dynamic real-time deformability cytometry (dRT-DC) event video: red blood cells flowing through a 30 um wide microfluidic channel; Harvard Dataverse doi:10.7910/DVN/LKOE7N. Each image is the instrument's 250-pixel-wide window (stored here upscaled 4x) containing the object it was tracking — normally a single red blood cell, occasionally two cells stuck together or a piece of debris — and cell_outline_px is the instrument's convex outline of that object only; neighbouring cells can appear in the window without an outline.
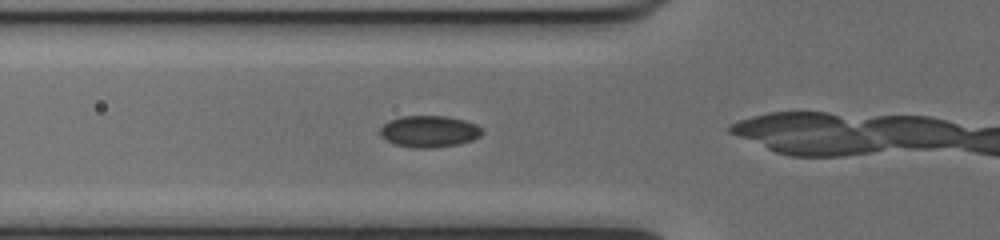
{"species": "common noctule bat (a hibernating species)", "species_latin": "Nyctalus noctula", "temperature_condition": "cold", "stored_images_in_passage": 9, "camera_frame_rate_fps": 3000, "um_per_image_px": 0.085, "animal": {"sex": "female", "body_mass_g": 17.0, "forearm_length_mm": 48.0}, "frame": {"image": 1, "passage_image": 2, "time_ms": 0.333, "image_size_px": [1000, 240], "cell_outline_px": [[484, 132], [480, 136], [472, 140], [460, 144], [432, 148], [412, 148], [396, 144], [380, 136], [380, 128], [388, 120], [400, 116], [444, 116], [464, 120], [476, 124]], "centroid_in_image_um": [36.48, 11.17], "position_along_channel_um": 89.3, "area_um2": 18.84}}
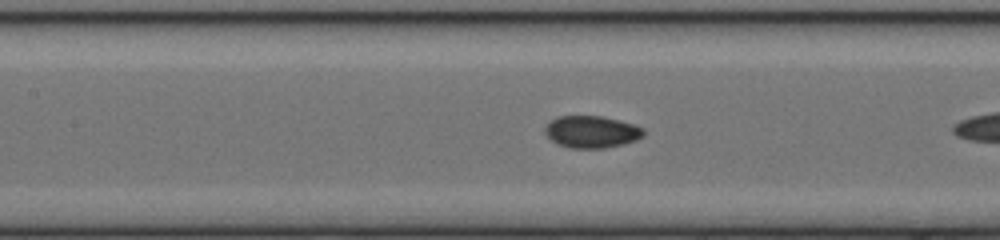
{"frame": {"image": 2, "passage_image": 7, "time_ms": 2.0, "image_size_px": [1000, 240], "cell_outline_px": [[644, 136], [636, 140], [604, 148], [568, 148], [556, 144], [544, 132], [544, 128], [556, 116], [600, 116], [632, 124], [644, 128]], "centroid_in_image_um": [50.26, 11.21], "position_along_channel_um": 157.1, "area_um2": 18.26}}